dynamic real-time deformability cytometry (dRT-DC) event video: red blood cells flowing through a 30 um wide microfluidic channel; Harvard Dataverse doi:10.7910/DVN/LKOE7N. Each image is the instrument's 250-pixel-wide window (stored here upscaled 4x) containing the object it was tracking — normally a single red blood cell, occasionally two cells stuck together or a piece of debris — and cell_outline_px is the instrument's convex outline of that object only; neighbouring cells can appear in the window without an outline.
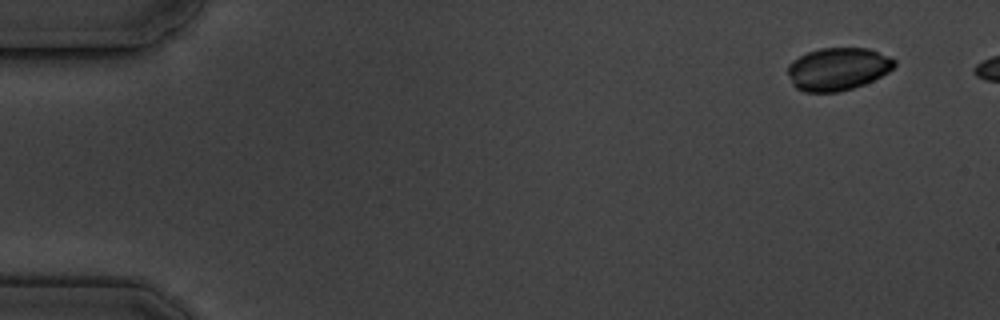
{"species": "common noctule bat (a hibernating species)", "species_latin": "Nyctalus noctula", "temperature_condition": "cold", "stored_images_in_passage": 7, "camera_frame_rate_fps": 3000, "um_per_image_px": 0.085, "animal": {"sex": "male", "body_mass_g": 19.5, "forearm_length_mm": 54.6}, "frame": {"image": 1, "passage_image": 1, "time_ms": 0.0, "image_size_px": [1000, 320], "cell_outline_px": [[896, 64], [888, 72], [864, 84], [852, 88], [836, 92], [804, 92], [796, 88], [792, 84], [788, 76], [788, 64], [792, 60], [808, 52], [820, 48], [868, 48], [892, 56], [896, 60]], "centroid_in_image_um": [71.21, 5.85], "position_along_channel_um": 13.8, "area_um2": 26.65}}